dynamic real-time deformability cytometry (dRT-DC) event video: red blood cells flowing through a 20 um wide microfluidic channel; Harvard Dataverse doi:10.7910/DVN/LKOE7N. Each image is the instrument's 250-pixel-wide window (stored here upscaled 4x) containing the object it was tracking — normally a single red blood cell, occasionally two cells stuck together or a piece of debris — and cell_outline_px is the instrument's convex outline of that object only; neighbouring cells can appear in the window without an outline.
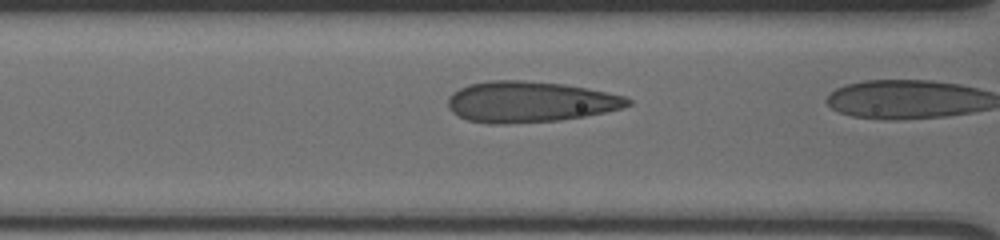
{"species": "human", "species_latin": "Homo sapiens", "temperature_condition": "cold", "stored_images_in_passage": 17, "camera_frame_rate_fps": 3000, "um_per_image_px": 0.085, "donor": {"sex": "male"}, "frame": {"image": 1, "passage_image": 16, "time_ms": 5.0, "image_size_px": [1000, 240], "cell_outline_px": [[632, 104], [620, 108], [604, 112], [584, 116], [560, 120], [504, 124], [488, 124], [468, 120], [452, 112], [448, 108], [448, 96], [452, 92], [468, 84], [488, 80], [524, 80], [564, 84], [624, 96], [632, 100]], "centroid_in_image_um": [44.98, 8.65], "position_along_channel_um": 121.6, "area_um2": 42.83}}